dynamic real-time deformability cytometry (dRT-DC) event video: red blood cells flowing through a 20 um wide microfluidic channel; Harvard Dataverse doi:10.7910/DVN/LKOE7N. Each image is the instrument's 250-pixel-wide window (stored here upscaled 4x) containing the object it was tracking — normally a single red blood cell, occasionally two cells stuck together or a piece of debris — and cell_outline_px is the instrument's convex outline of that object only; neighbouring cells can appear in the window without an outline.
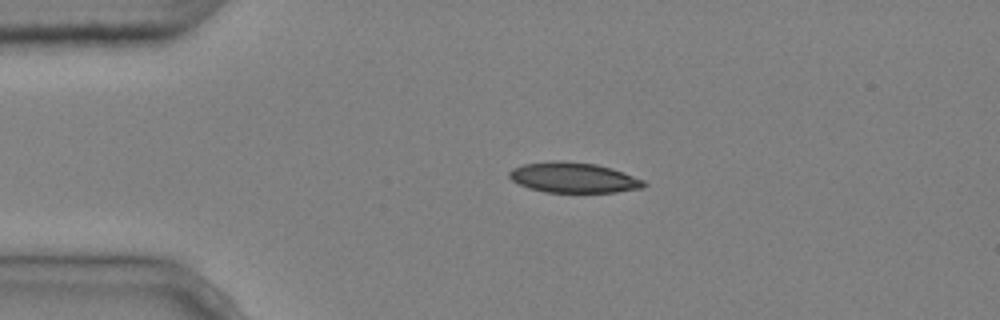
{"species": "common noctule bat (a hibernating species)", "species_latin": "Nyctalus noctula", "temperature_condition": "cold", "stored_images_in_passage": 2, "camera_frame_rate_fps": 3000, "um_per_image_px": 0.085, "animal": {"sex": "male", "body_mass_g": 20.4}, "frame": {"image": 1, "passage_image": 1, "time_ms": 0.0, "image_size_px": [1000, 320], "cell_outline_px": [[648, 184], [644, 188], [616, 192], [544, 192], [528, 188], [512, 180], [508, 176], [508, 172], [512, 168], [524, 164], [552, 160], [556, 160], [596, 164], [612, 168], [624, 172], [644, 180]], "centroid_in_image_um": [48.76, 15.09], "position_along_channel_um": 36.2, "area_um2": 23.93}}